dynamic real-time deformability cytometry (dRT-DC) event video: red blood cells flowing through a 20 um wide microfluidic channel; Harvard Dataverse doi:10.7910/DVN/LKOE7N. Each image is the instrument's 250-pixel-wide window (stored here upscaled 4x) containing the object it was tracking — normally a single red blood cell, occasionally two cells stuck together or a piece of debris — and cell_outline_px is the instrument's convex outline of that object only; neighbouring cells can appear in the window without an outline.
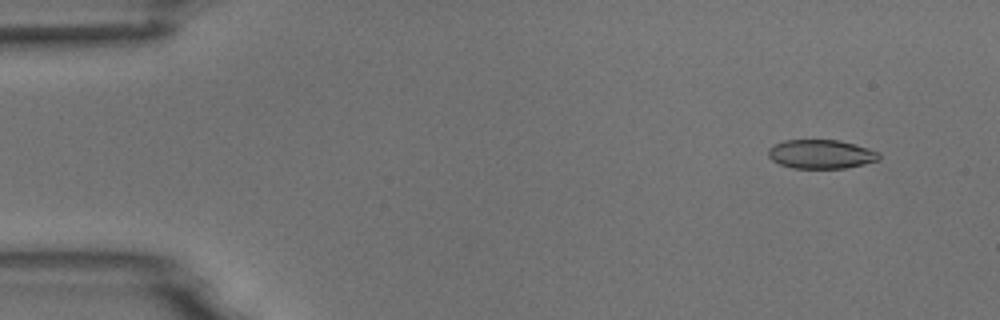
{"species": "common noctule bat (a hibernating species)", "species_latin": "Nyctalus noctula", "temperature_condition": "room temperature", "stored_images_in_passage": 5, "camera_frame_rate_fps": 3000, "um_per_image_px": 0.085, "animal": {"sex": "male", "body_mass_g": 18.8}, "frame": {"image": 1, "passage_image": 2, "time_ms": 0.333, "image_size_px": [1000, 320], "cell_outline_px": [[880, 160], [864, 164], [844, 168], [792, 168], [780, 164], [772, 160], [768, 156], [768, 148], [772, 144], [784, 140], [840, 140], [856, 144], [880, 152]], "centroid_in_image_um": [69.79, 13.09], "position_along_channel_um": 15.2, "area_um2": 18.9}}
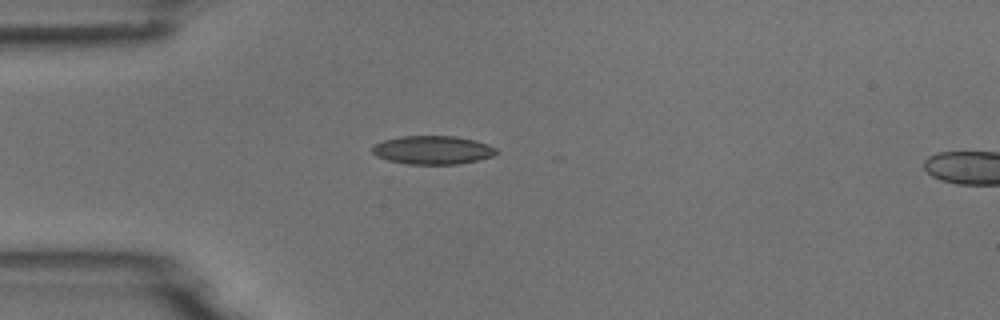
{"frame": {"image": 2, "passage_image": 4, "time_ms": 1.0, "image_size_px": [1000, 320], "cell_outline_px": [[500, 152], [492, 156], [460, 164], [408, 164], [388, 160], [376, 156], [372, 152], [372, 148], [376, 144], [384, 140], [400, 136], [452, 136], [476, 140], [488, 144], [496, 148]], "centroid_in_image_um": [36.8, 12.75], "position_along_channel_um": 48.2, "area_um2": 20.58}}